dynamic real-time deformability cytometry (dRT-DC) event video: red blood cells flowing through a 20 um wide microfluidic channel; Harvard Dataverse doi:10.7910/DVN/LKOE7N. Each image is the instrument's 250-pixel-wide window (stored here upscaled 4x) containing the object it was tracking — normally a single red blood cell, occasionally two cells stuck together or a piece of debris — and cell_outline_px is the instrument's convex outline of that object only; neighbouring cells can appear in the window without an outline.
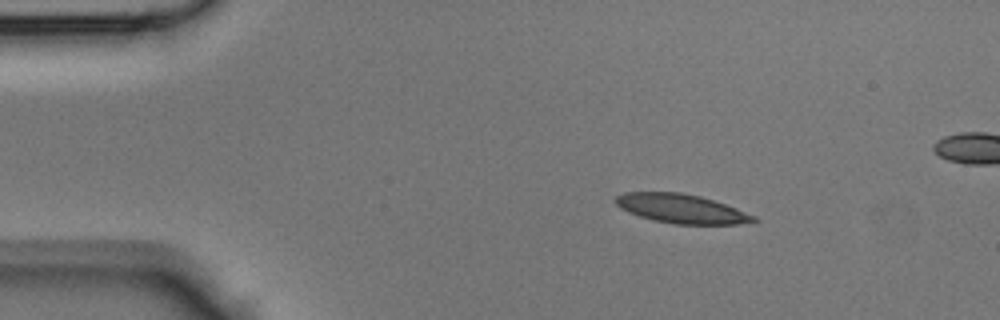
{"species": "Egyptian fruit bat (a non-hibernating species)", "species_latin": "Rousettus aegyptiacus", "temperature_condition": "room temperature", "stored_images_in_passage": 43, "camera_frame_rate_fps": 3000, "um_per_image_px": 0.085, "animal": {"sex": "male"}, "frame": {"image": 1, "passage_image": 6, "time_ms": 1.667, "image_size_px": [1000, 320], "cell_outline_px": [[760, 220], [736, 224], [676, 224], [652, 220], [628, 212], [620, 208], [612, 200], [616, 196], [624, 192], [680, 192], [700, 196], [736, 208], [756, 216]], "centroid_in_image_um": [57.87, 17.73], "position_along_channel_um": 27.1, "area_um2": 23.35}}
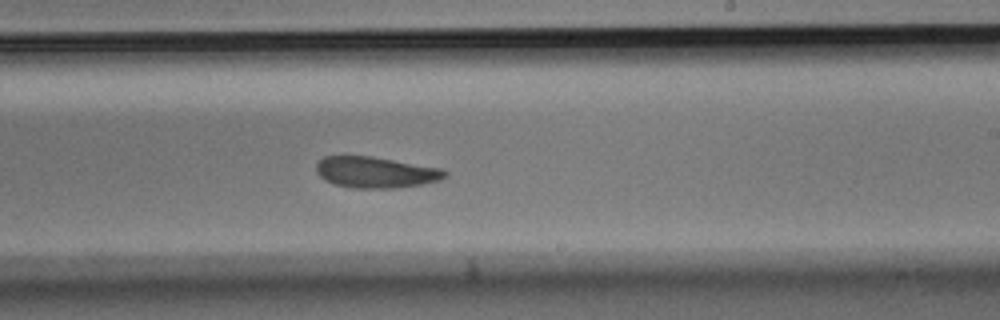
{"frame": {"image": 2, "passage_image": 25, "time_ms": 8.0, "image_size_px": [1000, 320], "cell_outline_px": [[448, 176], [440, 180], [420, 184], [392, 188], [352, 188], [336, 184], [324, 180], [316, 172], [316, 164], [324, 156], [372, 156], [444, 168], [448, 172]], "centroid_in_image_um": [31.96, 14.63], "position_along_channel_um": 257.0, "area_um2": 23.47}}
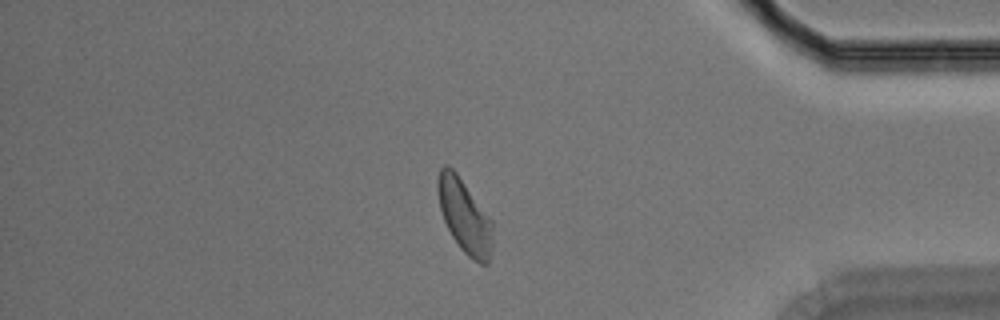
{"frame": {"image": 3, "passage_image": 36, "time_ms": 11.667, "image_size_px": [1000, 320], "cell_outline_px": [[492, 248], [488, 264], [480, 264], [472, 260], [460, 248], [452, 236], [444, 220], [440, 208], [436, 188], [436, 180], [440, 168], [444, 164], [448, 164], [456, 172], [492, 220]], "centroid_in_image_um": [39.47, 18.36], "position_along_channel_um": 395.7, "area_um2": 23.64}}